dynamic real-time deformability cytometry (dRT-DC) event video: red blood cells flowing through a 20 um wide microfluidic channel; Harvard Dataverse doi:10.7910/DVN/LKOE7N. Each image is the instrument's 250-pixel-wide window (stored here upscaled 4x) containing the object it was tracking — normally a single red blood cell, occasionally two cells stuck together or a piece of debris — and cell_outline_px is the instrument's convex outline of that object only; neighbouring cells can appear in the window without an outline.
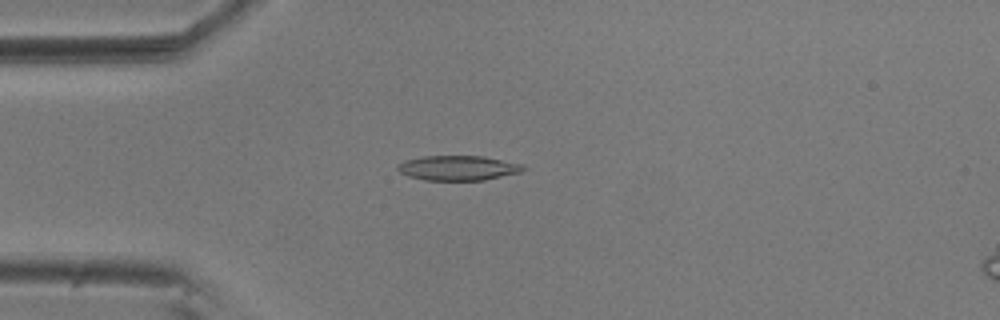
{"species": "common noctule bat (a hibernating species)", "species_latin": "Nyctalus noctula", "temperature_condition": "room temperature", "stored_images_in_passage": 55, "camera_frame_rate_fps": 3000, "um_per_image_px": 0.085, "animal": {"sex": "male", "body_mass_g": 20.5, "forearm_length_mm": 52.5}, "frame": {"image": 1, "passage_image": 14, "time_ms": 4.333, "image_size_px": [1000, 320], "cell_outline_px": [[528, 168], [520, 172], [484, 180], [424, 180], [408, 176], [400, 172], [396, 168], [396, 164], [404, 160], [424, 156], [484, 156], [524, 164]], "centroid_in_image_um": [38.94, 14.27], "position_along_channel_um": 46.1, "area_um2": 18.32}}
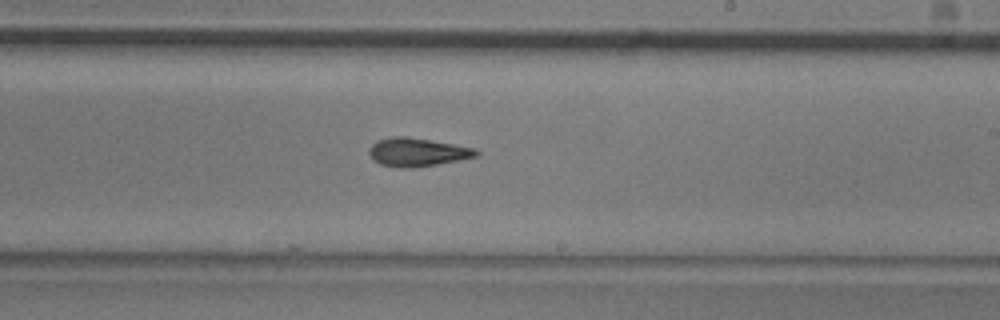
{"frame": {"image": 2, "passage_image": 32, "time_ms": 10.333, "image_size_px": [1000, 320], "cell_outline_px": [[480, 152], [476, 156], [436, 164], [412, 168], [400, 168], [380, 164], [368, 152], [368, 148], [376, 140], [392, 136], [408, 136], [476, 148]], "centroid_in_image_um": [35.44, 12.91], "position_along_channel_um": 253.6, "area_um2": 17.63}}
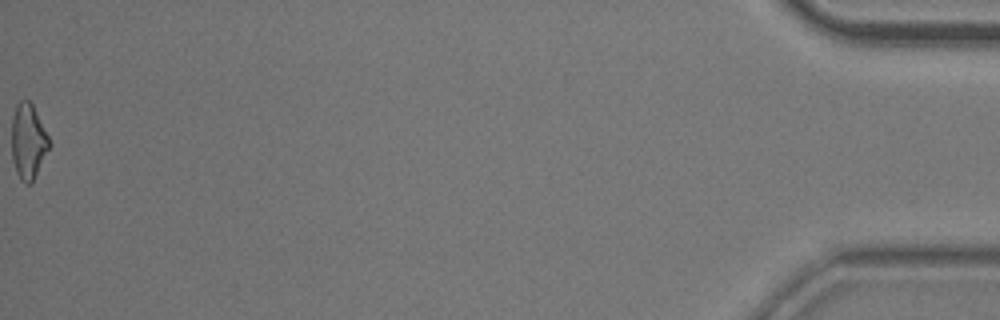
{"frame": {"image": 3, "passage_image": 55, "time_ms": 18.0, "image_size_px": [1000, 320], "cell_outline_px": [[52, 144], [32, 180], [28, 184], [24, 184], [20, 180], [16, 172], [12, 160], [12, 116], [16, 104], [20, 100], [28, 100], [32, 104]], "centroid_in_image_um": [2.38, 12.01], "position_along_channel_um": 432.8, "area_um2": 16.36}, "authors_computed_cell_mechanics": {"area_um2": 17.5134, "velocity_mm_per_s": 3.6796, "shape_relaxation_time_tau1_ms": 7.1813, "shape_relaxation_time_tau2_ms": 3.6565, "deformation_change_tau1": 0.1962, "deformation_change_tau2": 0.1234}}